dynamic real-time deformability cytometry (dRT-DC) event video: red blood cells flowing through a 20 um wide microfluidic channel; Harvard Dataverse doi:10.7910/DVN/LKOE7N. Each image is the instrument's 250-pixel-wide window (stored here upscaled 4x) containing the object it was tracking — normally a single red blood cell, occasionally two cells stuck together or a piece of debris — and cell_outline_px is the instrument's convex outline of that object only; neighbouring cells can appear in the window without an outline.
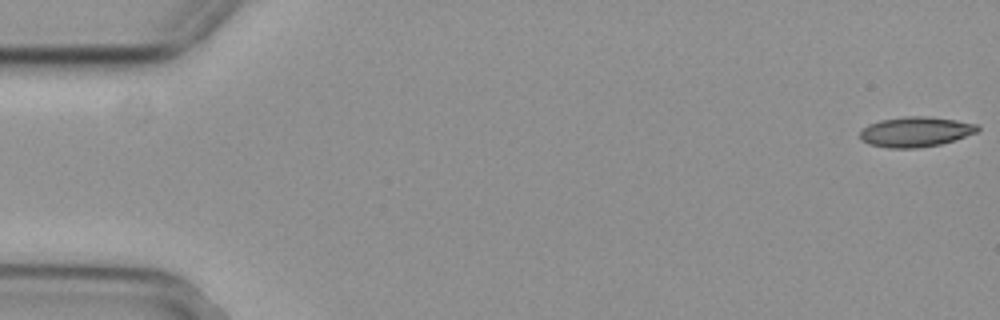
{"species": "common noctule bat (a hibernating species)", "species_latin": "Nyctalus noctula", "temperature_condition": "cold", "stored_images_in_passage": 56, "camera_frame_rate_fps": 3000, "um_per_image_px": 0.085, "animal": {"sex": "female", "body_mass_g": 29.2, "forearm_length_mm": 56.3}, "frame": {"image": 1, "passage_image": 1, "time_ms": 0.0, "image_size_px": [1000, 320], "cell_outline_px": [[980, 128], [976, 132], [940, 144], [916, 148], [888, 148], [868, 144], [860, 140], [860, 132], [868, 124], [880, 120], [904, 116], [928, 116], [956, 120], [976, 124]], "centroid_in_image_um": [77.77, 11.2], "position_along_channel_um": 7.2, "area_um2": 20.52}}
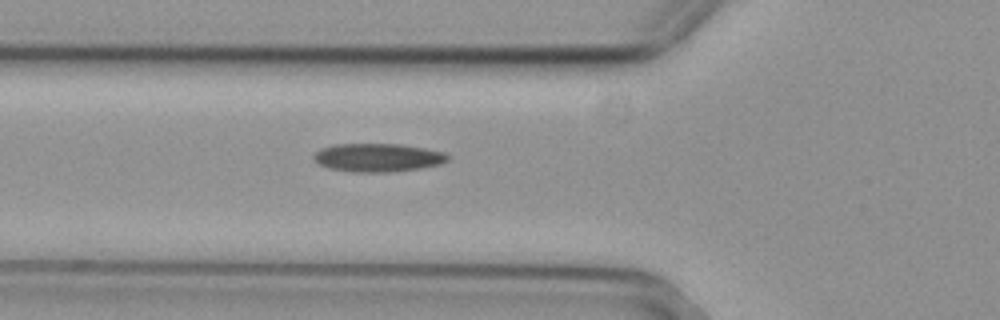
{"frame": {"image": 2, "passage_image": 20, "time_ms": 6.333, "image_size_px": [1000, 320], "cell_outline_px": [[448, 160], [440, 164], [420, 168], [392, 172], [352, 172], [328, 168], [320, 164], [312, 156], [320, 148], [332, 144], [400, 144], [424, 148], [444, 152], [448, 156]], "centroid_in_image_um": [32.09, 13.39], "position_along_channel_um": 93.7, "area_um2": 22.14}}
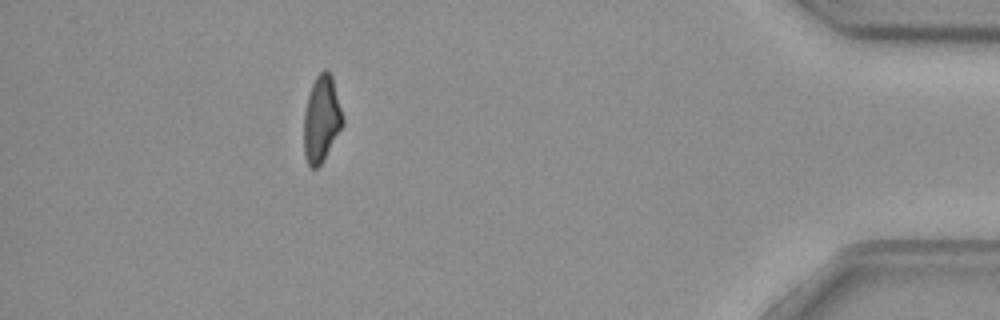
{"frame": {"image": 3, "passage_image": 50, "time_ms": 16.333, "image_size_px": [1000, 320], "cell_outline_px": [[344, 124], [320, 164], [316, 168], [312, 168], [308, 164], [304, 156], [304, 112], [308, 96], [312, 84], [316, 76], [324, 68], [332, 76], [344, 120]], "centroid_in_image_um": [27.32, 10.1], "position_along_channel_um": 407.9, "area_um2": 19.31}, "authors_computed_cell_mechanics": {"area_um2": 21.0681, "velocity_mm_per_s": 3.7081, "shape_relaxation_time_tau1_ms": 9.2553, "shape_relaxation_time_tau2_ms": null, "deformation_change_tau1": 0.2061, "deformation_change_tau2": null}}